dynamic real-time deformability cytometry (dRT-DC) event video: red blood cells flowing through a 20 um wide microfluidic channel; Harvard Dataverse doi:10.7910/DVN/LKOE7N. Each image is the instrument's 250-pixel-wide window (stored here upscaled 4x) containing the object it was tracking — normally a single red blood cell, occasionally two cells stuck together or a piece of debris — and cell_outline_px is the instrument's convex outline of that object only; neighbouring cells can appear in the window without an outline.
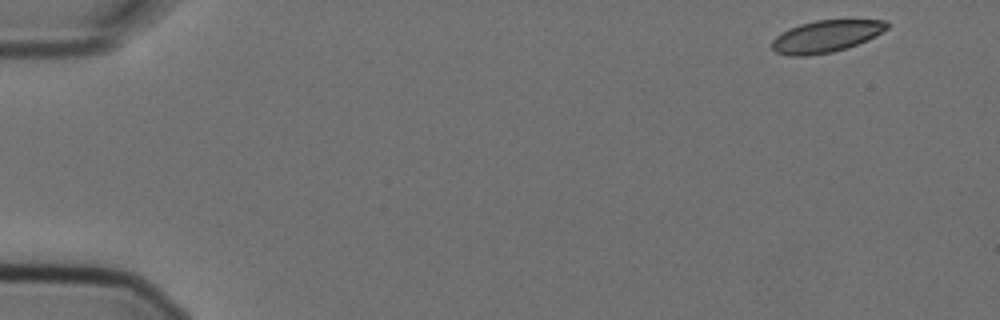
{"species": "Egyptian fruit bat (a non-hibernating species)", "species_latin": "Rousettus aegyptiacus", "temperature_condition": "cold", "stored_images_in_passage": 7, "camera_frame_rate_fps": 3000, "um_per_image_px": 0.085, "animal": {"sex": "female"}, "frame": {"image": 1, "passage_image": 1, "time_ms": 0.0, "image_size_px": [1000, 320], "cell_outline_px": [[888, 28], [868, 40], [832, 52], [808, 56], [788, 56], [776, 52], [772, 48], [772, 40], [780, 32], [788, 28], [800, 24], [816, 20], [888, 20]], "centroid_in_image_um": [70.18, 3.08], "position_along_channel_um": 14.8, "area_um2": 21.44}}
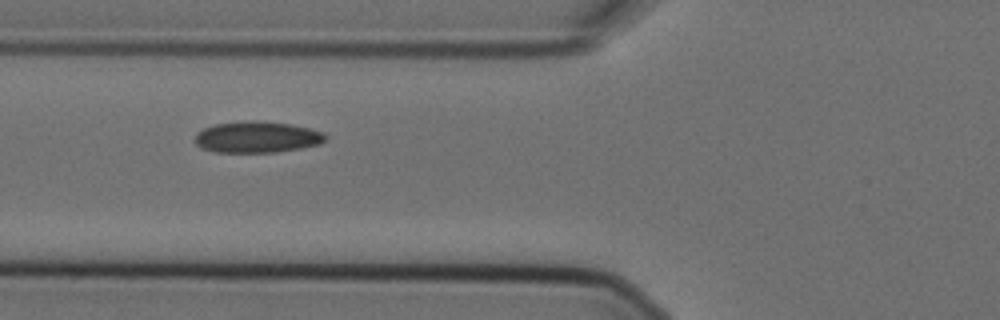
{"frame": {"image": 2, "passage_image": 6, "time_ms": 1.667, "image_size_px": [1000, 320], "cell_outline_px": [[328, 140], [320, 144], [300, 148], [276, 152], [212, 152], [200, 148], [196, 144], [196, 132], [204, 128], [216, 124], [252, 120], [256, 120], [292, 124], [324, 132], [328, 136]], "centroid_in_image_um": [21.87, 11.65], "position_along_channel_um": 103.9, "area_um2": 23.99}}
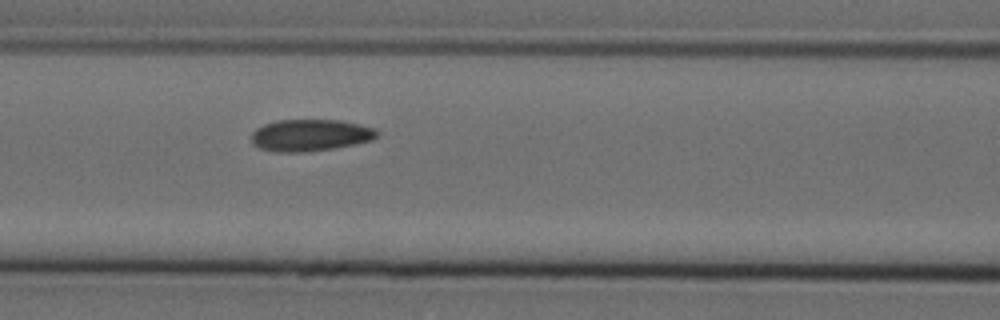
{"frame": {"image": 3, "passage_image": 7, "time_ms": 2.0, "image_size_px": [1000, 320], "cell_outline_px": [[380, 132], [372, 140], [356, 144], [332, 148], [304, 152], [276, 152], [260, 148], [252, 144], [252, 132], [256, 128], [264, 124], [276, 120], [340, 120], [360, 124], [376, 128]], "centroid_in_image_um": [26.38, 11.49], "position_along_channel_um": 140.2, "area_um2": 23.41}}